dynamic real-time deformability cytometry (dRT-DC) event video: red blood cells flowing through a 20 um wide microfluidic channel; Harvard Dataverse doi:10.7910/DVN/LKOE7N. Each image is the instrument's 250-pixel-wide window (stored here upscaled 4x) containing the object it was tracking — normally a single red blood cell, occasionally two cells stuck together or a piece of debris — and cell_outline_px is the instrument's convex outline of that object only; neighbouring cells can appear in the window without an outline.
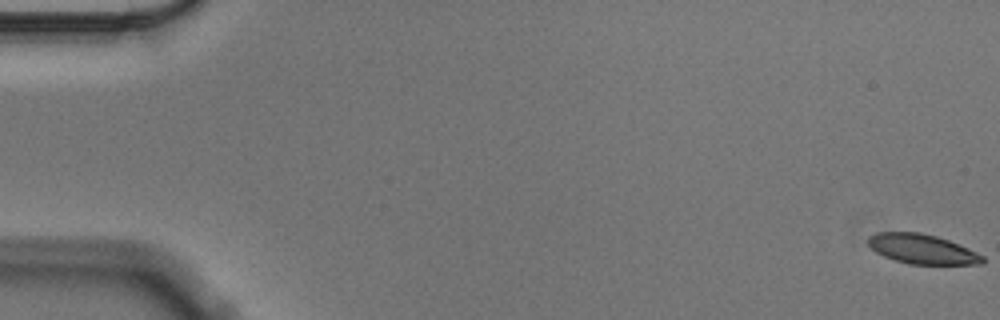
{"species": "Egyptian fruit bat (a non-hibernating species)", "species_latin": "Rousettus aegyptiacus", "temperature_condition": "cold", "stored_images_in_passage": 59, "camera_frame_rate_fps": 3000, "um_per_image_px": 0.085, "animal": {"sex": "male"}, "frame": {"image": 1, "passage_image": 1, "time_ms": 0.0, "image_size_px": [1000, 320], "cell_outline_px": [[984, 264], [908, 264], [884, 256], [876, 252], [868, 244], [868, 236], [876, 232], [920, 232], [936, 236], [948, 240], [968, 248], [984, 256]], "centroid_in_image_um": [78.38, 21.16], "position_along_channel_um": 6.6, "area_um2": 19.71}}
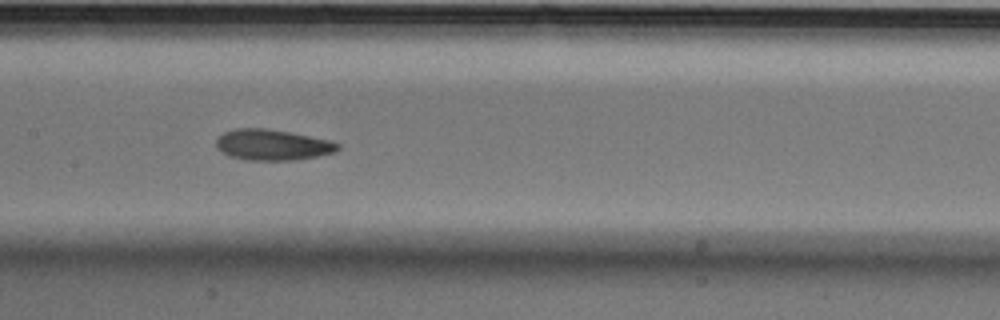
{"frame": {"image": 2, "passage_image": 29, "time_ms": 9.333, "image_size_px": [1000, 320], "cell_outline_px": [[340, 148], [336, 152], [296, 160], [248, 160], [228, 156], [216, 148], [216, 140], [224, 132], [236, 128], [264, 128], [288, 132], [328, 140], [340, 144]], "centroid_in_image_um": [23.13, 12.32], "position_along_channel_um": 184.3, "area_um2": 21.73}}
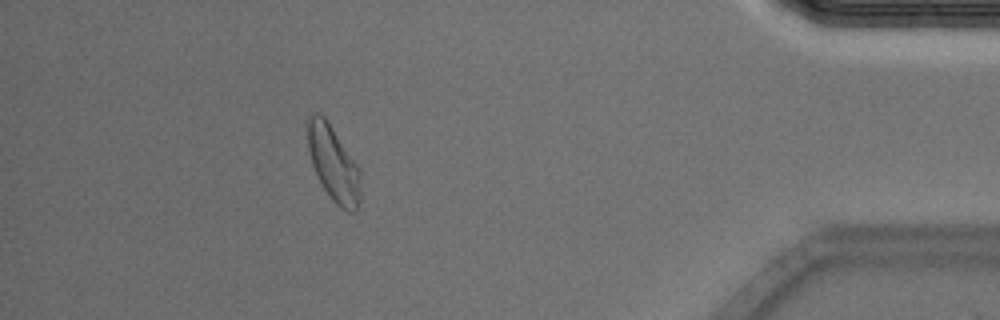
{"frame": {"image": 3, "passage_image": 52, "time_ms": 17.0, "image_size_px": [1000, 320], "cell_outline_px": [[360, 204], [356, 212], [348, 212], [340, 208], [332, 200], [324, 188], [312, 164], [308, 148], [308, 116], [312, 112], [320, 112], [324, 116], [356, 164], [360, 172]], "centroid_in_image_um": [28.35, 13.93], "position_along_channel_um": 406.9, "area_um2": 22.89}, "authors_computed_cell_mechanics": {"area_um2": 21.964, "velocity_mm_per_s": 3.5267, "shape_relaxation_time_tau1_ms": 5.5409, "shape_relaxation_time_tau2_ms": 3.2668, "deformation_change_tau1": 0.1316, "deformation_change_tau2": 0.0924}}